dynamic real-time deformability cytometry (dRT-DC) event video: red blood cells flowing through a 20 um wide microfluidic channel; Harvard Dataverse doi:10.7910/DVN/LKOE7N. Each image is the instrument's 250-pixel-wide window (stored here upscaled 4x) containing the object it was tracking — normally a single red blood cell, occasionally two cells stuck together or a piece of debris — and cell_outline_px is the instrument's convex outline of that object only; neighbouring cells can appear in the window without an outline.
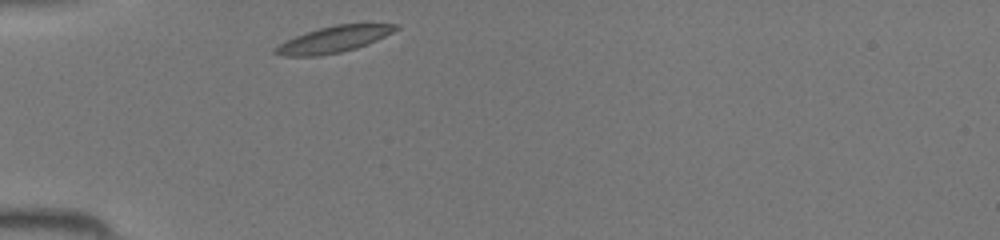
{"species": "common noctule bat (a hibernating species)", "species_latin": "Nyctalus noctula", "temperature_condition": "room temperature", "stored_images_in_passage": 27, "camera_frame_rate_fps": 3000, "um_per_image_px": 0.085, "animal": {"sex": "female", "body_mass_g": 19.5, "forearm_length_mm": 54.1}, "frame": {"image": 1, "passage_image": 1, "time_ms": 0.0, "image_size_px": [1000, 240], "cell_outline_px": [[400, 28], [368, 44], [356, 48], [340, 52], [316, 56], [280, 56], [272, 52], [272, 48], [296, 36], [320, 28], [336, 24], [400, 24]], "centroid_in_image_um": [28.35, 3.35], "position_along_channel_um": 56.6, "area_um2": 18.21}}
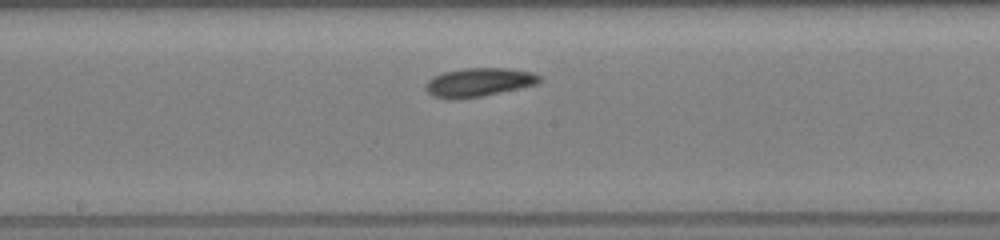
{"frame": {"image": 2, "passage_image": 12, "time_ms": 3.667, "image_size_px": [1000, 240], "cell_outline_px": [[540, 80], [536, 84], [484, 96], [456, 100], [452, 100], [432, 96], [424, 88], [424, 84], [432, 76], [444, 72], [464, 68], [508, 68], [528, 72], [540, 76]], "centroid_in_image_um": [40.61, 7.01], "position_along_channel_um": 207.6, "area_um2": 19.07}}
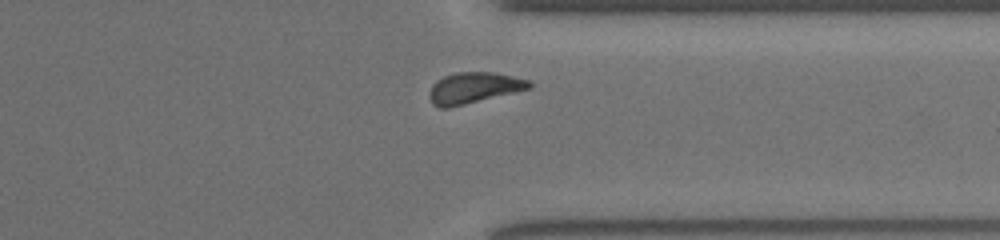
{"frame": {"image": 3, "passage_image": 23, "time_ms": 7.333, "image_size_px": [1000, 240], "cell_outline_px": [[532, 88], [448, 108], [440, 108], [432, 104], [428, 96], [428, 92], [432, 84], [436, 80], [444, 76], [456, 72], [496, 72], [528, 80], [532, 84]], "centroid_in_image_um": [40.23, 7.46], "position_along_channel_um": 371.2, "area_um2": 18.15}}